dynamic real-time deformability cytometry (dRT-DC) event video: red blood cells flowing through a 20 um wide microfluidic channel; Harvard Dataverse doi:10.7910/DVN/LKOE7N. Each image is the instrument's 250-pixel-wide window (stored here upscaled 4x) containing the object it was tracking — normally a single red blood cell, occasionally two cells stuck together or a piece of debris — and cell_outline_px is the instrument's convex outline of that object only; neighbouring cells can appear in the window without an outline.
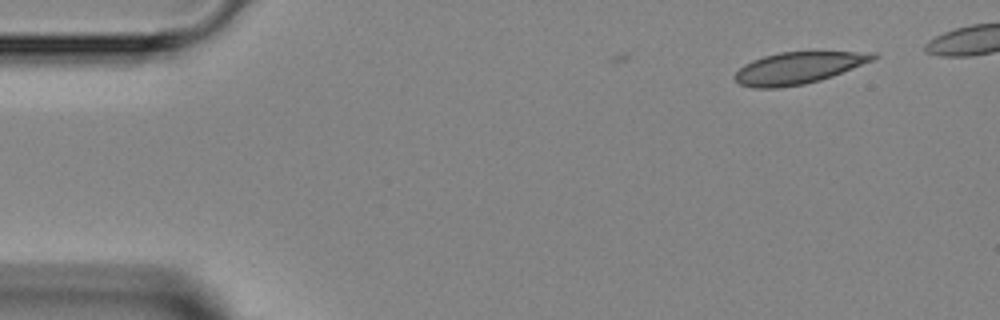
{"species": "Egyptian fruit bat (a non-hibernating species)", "species_latin": "Rousettus aegyptiacus", "temperature_condition": "room temperature", "stored_images_in_passage": 3, "segment_of_instrument_passage": [2, 2], "camera_frame_rate_fps": 3000, "um_per_image_px": 0.085, "animal": {"sex": "female"}, "frame": {"image": 1, "passage_image": 3, "time_ms": 3.333, "image_size_px": [1000, 320], "cell_outline_px": [[880, 56], [872, 60], [832, 76], [820, 80], [804, 84], [780, 88], [752, 88], [740, 84], [732, 76], [744, 64], [752, 60], [764, 56], [780, 52], [876, 52]], "centroid_in_image_um": [67.82, 5.78], "position_along_channel_um": 17.2, "area_um2": 25.49}}